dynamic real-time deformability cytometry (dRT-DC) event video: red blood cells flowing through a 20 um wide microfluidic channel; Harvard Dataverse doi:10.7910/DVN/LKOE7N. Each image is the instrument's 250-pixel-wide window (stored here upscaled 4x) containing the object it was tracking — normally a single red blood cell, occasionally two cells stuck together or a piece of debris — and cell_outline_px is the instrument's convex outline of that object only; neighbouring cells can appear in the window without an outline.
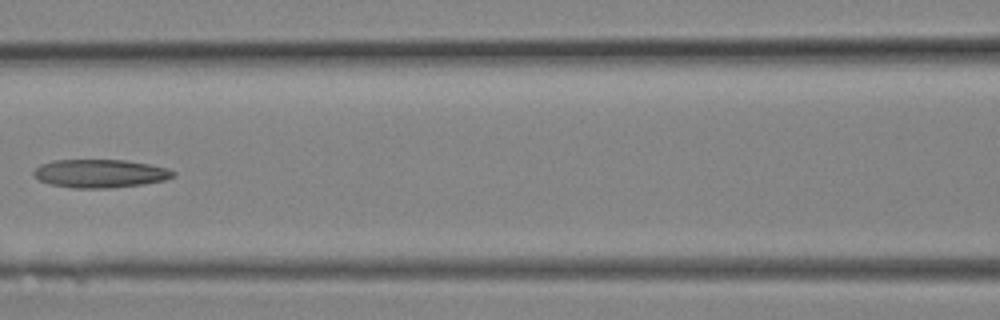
{"species": "Egyptian fruit bat (a non-hibernating species)", "species_latin": "Rousettus aegyptiacus", "temperature_condition": "room temperature", "stored_images_in_passage": 5, "camera_frame_rate_fps": 3000, "um_per_image_px": 0.085, "animal": {"sex": "female"}, "frame": {"image": 1, "passage_image": 5, "time_ms": 1.333, "image_size_px": [1000, 320], "cell_outline_px": [[176, 176], [164, 180], [144, 184], [108, 188], [72, 188], [52, 184], [40, 180], [32, 172], [40, 164], [52, 160], [124, 160], [148, 164], [168, 168], [176, 172]], "centroid_in_image_um": [8.53, 14.74], "position_along_channel_um": 158.1, "area_um2": 22.95}}